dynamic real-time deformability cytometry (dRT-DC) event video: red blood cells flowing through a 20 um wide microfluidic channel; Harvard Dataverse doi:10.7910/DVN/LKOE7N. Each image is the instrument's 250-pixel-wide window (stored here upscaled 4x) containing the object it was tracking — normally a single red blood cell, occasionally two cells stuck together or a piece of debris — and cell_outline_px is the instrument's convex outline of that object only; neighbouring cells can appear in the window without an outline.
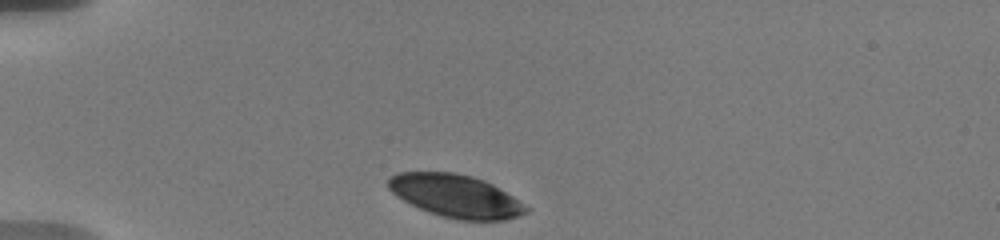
{"species": "human", "species_latin": "Homo sapiens", "temperature_condition": "warm", "stored_images_in_passage": 52, "camera_frame_rate_fps": 3000, "um_per_image_px": 0.085, "donor": {"sex": "male"}, "frame": {"image": 1, "passage_image": 1, "time_ms": 0.0, "image_size_px": [1000, 240], "cell_outline_px": [[532, 208], [528, 212], [504, 220], [456, 220], [440, 216], [428, 212], [396, 196], [388, 188], [388, 180], [396, 172], [456, 172], [472, 176], [484, 180], [492, 184]], "centroid_in_image_um": [38.75, 16.66], "position_along_channel_um": 46.3, "area_um2": 34.39}}
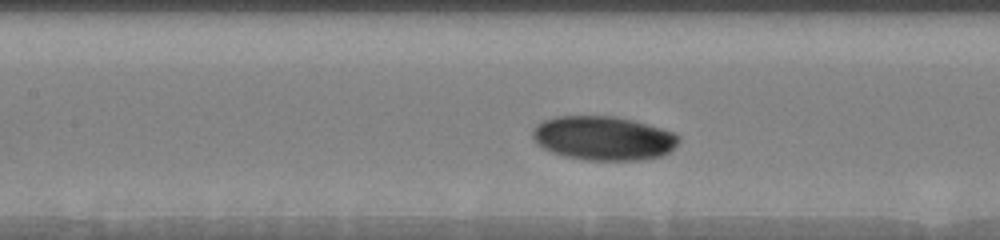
{"frame": {"image": 2, "passage_image": 21, "time_ms": 4.0, "image_size_px": [1000, 240], "cell_outline_px": [[680, 140], [668, 152], [660, 156], [640, 160], [584, 160], [564, 156], [552, 152], [536, 144], [532, 140], [532, 128], [536, 124], [544, 120], [556, 116], [616, 116], [632, 120], [660, 128], [672, 132], [680, 136]], "centroid_in_image_um": [51.23, 11.74], "position_along_channel_um": 156.2, "area_um2": 37.57}}
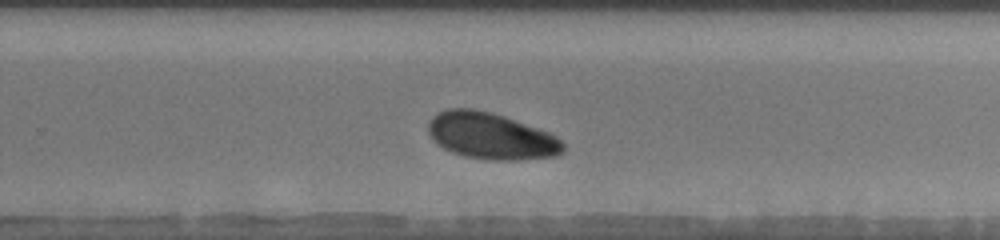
{"frame": {"image": 3, "passage_image": 30, "time_ms": 7.667, "image_size_px": [1000, 240], "cell_outline_px": [[564, 152], [560, 156], [520, 160], [488, 160], [464, 156], [452, 152], [436, 144], [432, 140], [428, 132], [428, 124], [432, 116], [436, 112], [448, 108], [472, 108], [492, 112], [504, 116], [548, 132], [556, 136], [564, 144]], "centroid_in_image_um": [41.72, 11.56], "position_along_channel_um": 288.1, "area_um2": 36.93}, "authors_computed_cell_mechanics": {"area_um2": 36.125, "velocity_mm_per_s": 3.6136, "shape_relaxation_time_tau1_ms": 2.0778, "shape_relaxation_time_tau2_ms": null, "deformation_change_tau1": 0.082, "deformation_change_tau2": null}}